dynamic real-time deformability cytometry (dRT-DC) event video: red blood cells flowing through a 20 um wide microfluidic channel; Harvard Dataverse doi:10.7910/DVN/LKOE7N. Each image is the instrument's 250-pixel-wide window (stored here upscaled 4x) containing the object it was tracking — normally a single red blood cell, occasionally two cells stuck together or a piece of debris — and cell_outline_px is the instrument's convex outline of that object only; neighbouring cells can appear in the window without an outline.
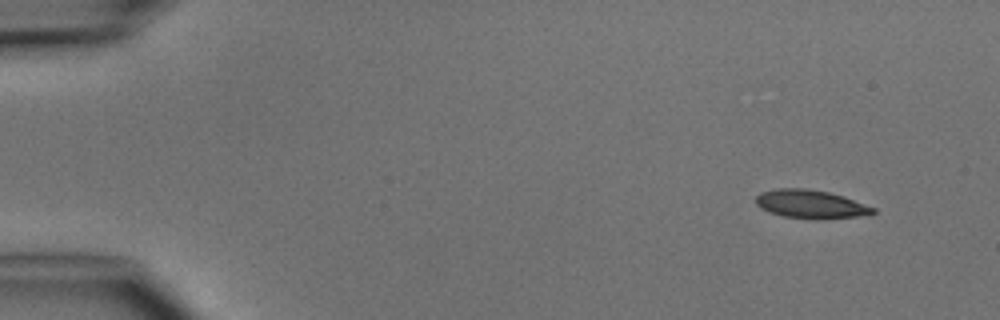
{"species": "common noctule bat (a hibernating species)", "species_latin": "Nyctalus noctula", "temperature_condition": "cold", "stored_images_in_passage": 4, "camera_frame_rate_fps": 3000, "um_per_image_px": 0.085, "animal": {"sex": "male", "body_mass_g": 15.6}, "frame": {"image": 1, "passage_image": 1, "time_ms": 0.0, "image_size_px": [1000, 320], "cell_outline_px": [[876, 212], [872, 216], [816, 220], [784, 216], [768, 212], [760, 208], [756, 204], [756, 196], [760, 192], [776, 188], [804, 188], [828, 192], [844, 196], [876, 208]], "centroid_in_image_um": [68.97, 17.37], "position_along_channel_um": 16.0, "area_um2": 19.94}}
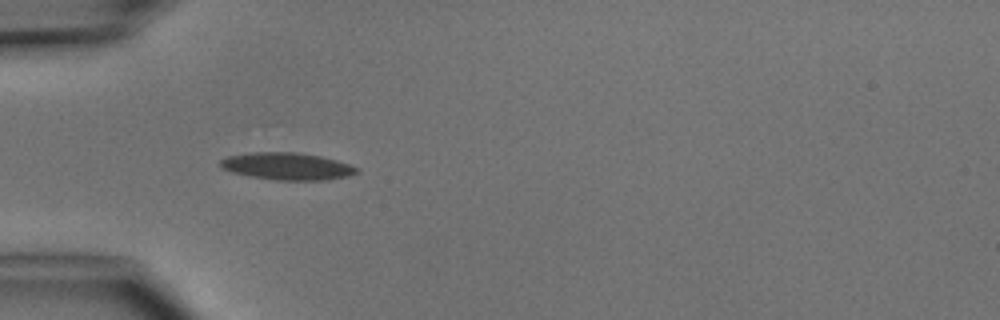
{"frame": {"image": 2, "passage_image": 4, "time_ms": 3.667, "image_size_px": [1000, 320], "cell_outline_px": [[360, 172], [348, 176], [328, 180], [276, 180], [252, 176], [232, 172], [220, 168], [220, 160], [228, 156], [252, 152], [296, 152], [320, 156], [336, 160], [360, 168]], "centroid_in_image_um": [24.43, 14.13], "position_along_channel_um": 60.6, "area_um2": 21.62}}